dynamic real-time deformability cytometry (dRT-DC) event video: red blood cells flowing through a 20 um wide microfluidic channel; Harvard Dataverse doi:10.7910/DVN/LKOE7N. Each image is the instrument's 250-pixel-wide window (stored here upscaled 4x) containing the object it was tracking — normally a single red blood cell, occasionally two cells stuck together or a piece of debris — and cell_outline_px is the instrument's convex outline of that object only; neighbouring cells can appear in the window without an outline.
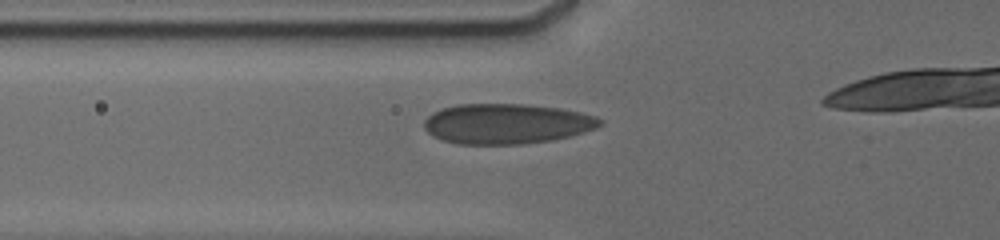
{"species": "human", "species_latin": "Homo sapiens", "temperature_condition": "cold", "stored_images_in_passage": 37, "camera_frame_rate_fps": 3000, "um_per_image_px": 0.085, "donor": {"sex": "male"}, "frame": {"image": 1, "passage_image": 9, "time_ms": 2.667, "image_size_px": [1000, 240], "cell_outline_px": [[604, 124], [596, 128], [568, 136], [548, 140], [520, 144], [460, 144], [444, 140], [428, 132], [424, 128], [424, 120], [432, 112], [456, 104], [528, 104], [560, 108], [580, 112], [596, 116], [604, 120]], "centroid_in_image_um": [43.08, 10.5], "position_along_channel_um": 82.7, "area_um2": 41.04}}
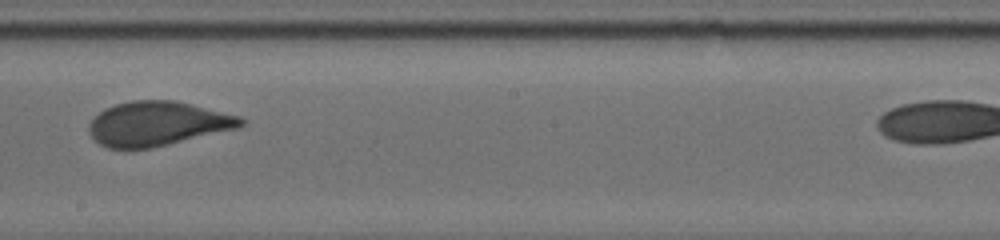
{"frame": {"image": 2, "passage_image": 20, "time_ms": 6.667, "image_size_px": [1000, 240], "cell_outline_px": [[248, 120], [244, 124], [236, 128], [148, 148], [108, 148], [100, 144], [88, 132], [88, 124], [104, 108], [116, 104], [132, 100], [176, 100], [240, 116]], "centroid_in_image_um": [13.37, 10.49], "position_along_channel_um": 234.8, "area_um2": 38.78}}
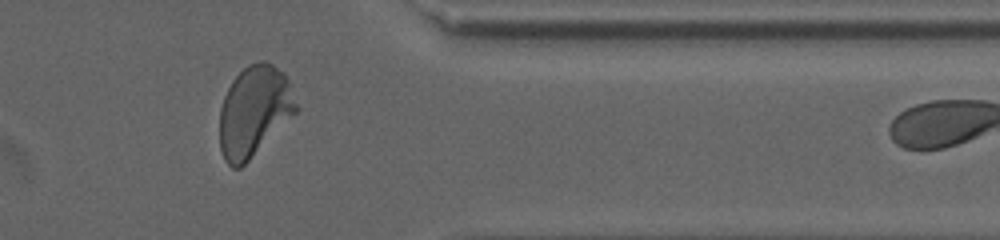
{"frame": {"image": 3, "passage_image": 34, "time_ms": 11.0, "image_size_px": [1000, 240], "cell_outline_px": [[300, 108], [240, 168], [232, 168], [224, 160], [220, 148], [220, 108], [224, 96], [232, 80], [248, 64], [260, 60], [264, 60], [272, 64], [284, 72], [288, 80]], "centroid_in_image_um": [21.6, 9.42], "position_along_channel_um": 389.8, "area_um2": 40.17}}